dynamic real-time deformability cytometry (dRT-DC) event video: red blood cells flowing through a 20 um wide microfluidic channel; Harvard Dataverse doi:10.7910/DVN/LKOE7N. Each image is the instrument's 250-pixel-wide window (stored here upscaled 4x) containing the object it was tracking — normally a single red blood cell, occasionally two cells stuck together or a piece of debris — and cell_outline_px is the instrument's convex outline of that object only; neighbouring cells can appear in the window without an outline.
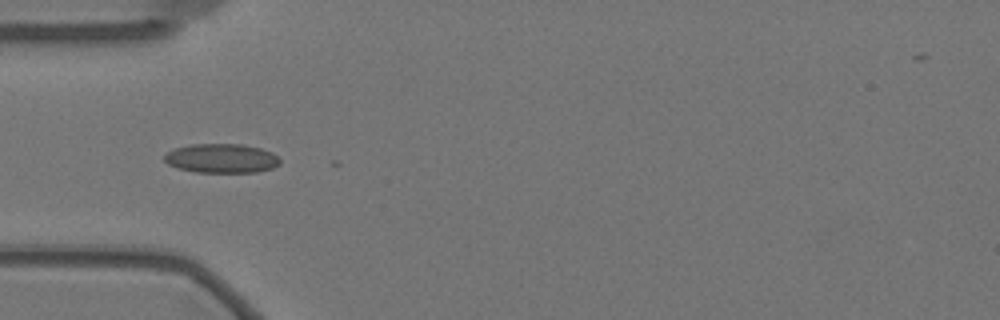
{"species": "Egyptian fruit bat (a non-hibernating species)", "species_latin": "Rousettus aegyptiacus", "temperature_condition": "warm", "stored_images_in_passage": 4, "camera_frame_rate_fps": 3000, "um_per_image_px": 0.085, "animal": {"sex": "female"}, "frame": {"image": 1, "passage_image": 1, "time_ms": 0.0, "image_size_px": [1000, 320], "cell_outline_px": [[280, 164], [272, 168], [256, 172], [196, 172], [176, 168], [168, 164], [164, 160], [164, 156], [172, 148], [192, 144], [240, 144], [260, 148], [272, 152], [280, 160]], "centroid_in_image_um": [18.8, 13.46], "position_along_channel_um": 66.2, "area_um2": 19.71}}